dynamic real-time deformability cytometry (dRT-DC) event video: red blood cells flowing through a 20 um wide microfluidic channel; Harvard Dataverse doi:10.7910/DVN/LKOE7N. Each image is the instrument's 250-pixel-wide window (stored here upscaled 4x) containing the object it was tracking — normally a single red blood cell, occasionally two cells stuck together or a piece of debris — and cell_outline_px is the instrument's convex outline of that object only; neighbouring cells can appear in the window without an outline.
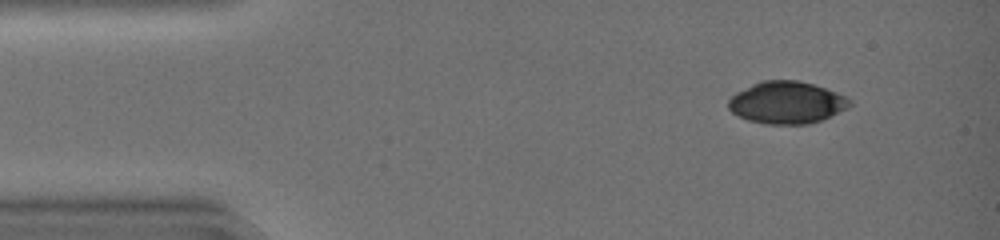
{"species": "common noctule bat (a hibernating species)", "species_latin": "Nyctalus noctula", "temperature_condition": "warm", "stored_images_in_passage": 27, "camera_frame_rate_fps": 3000, "um_per_image_px": 0.085, "animal": {"sex": "female", "body_mass_g": 19.0, "forearm_length_mm": 51.5}, "frame": {"image": 1, "passage_image": 1, "time_ms": 0.0, "image_size_px": [1000, 240], "cell_outline_px": [[852, 104], [848, 108], [820, 120], [808, 124], [764, 124], [748, 120], [732, 112], [728, 108], [728, 100], [736, 92], [760, 80], [800, 80], [836, 92], [852, 100]], "centroid_in_image_um": [66.86, 8.71], "position_along_channel_um": 18.1, "area_um2": 29.77}}
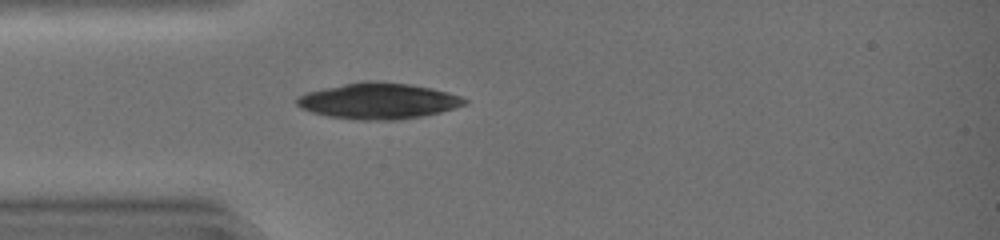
{"frame": {"image": 2, "passage_image": 9, "time_ms": 2.667, "image_size_px": [1000, 240], "cell_outline_px": [[468, 100], [464, 104], [440, 112], [400, 120], [356, 120], [328, 116], [312, 112], [300, 108], [296, 104], [296, 96], [308, 92], [324, 88], [364, 80], [376, 80], [408, 84], [432, 88], [448, 92], [460, 96]], "centroid_in_image_um": [32.12, 8.58], "position_along_channel_um": 52.9, "area_um2": 35.14}}
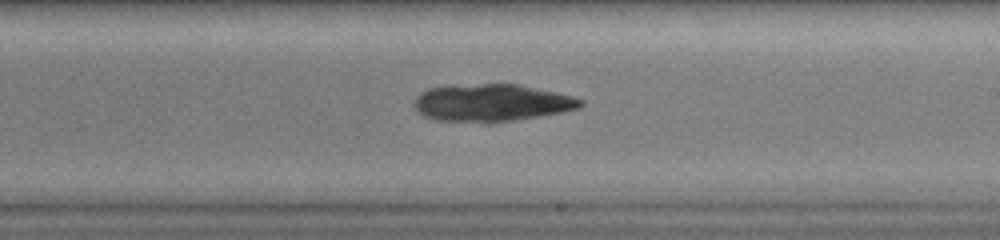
{"frame": {"image": 3, "passage_image": 23, "time_ms": 7.333, "image_size_px": [1000, 240], "cell_outline_px": [[584, 104], [580, 108], [560, 112], [516, 120], [436, 120], [424, 116], [412, 104], [416, 96], [420, 92], [428, 88], [452, 84], [520, 84], [556, 92], [572, 96], [584, 100]], "centroid_in_image_um": [41.78, 8.69], "position_along_channel_um": 247.2, "area_um2": 35.72}}